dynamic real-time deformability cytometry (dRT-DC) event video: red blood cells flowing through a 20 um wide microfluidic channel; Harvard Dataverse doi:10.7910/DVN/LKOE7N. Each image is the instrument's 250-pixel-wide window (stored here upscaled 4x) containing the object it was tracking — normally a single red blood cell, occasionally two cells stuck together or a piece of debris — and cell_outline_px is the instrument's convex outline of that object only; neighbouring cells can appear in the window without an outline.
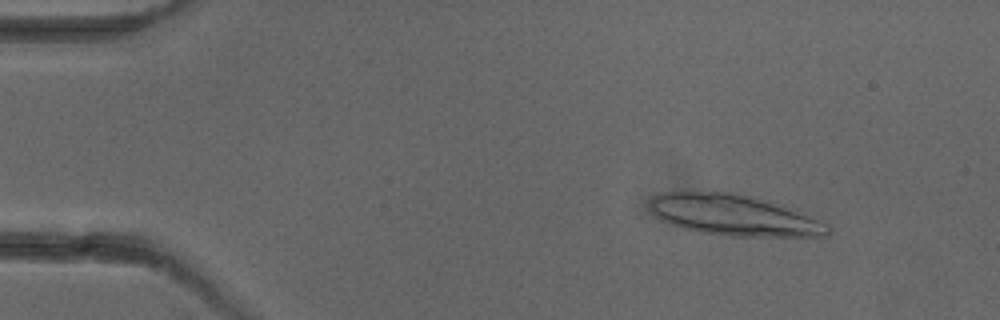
{"species": "common noctule bat (a hibernating species)", "species_latin": "Nyctalus noctula", "temperature_condition": "cold", "stored_images_in_passage": 5, "camera_frame_rate_fps": 3000, "um_per_image_px": 0.085, "animal": {"sex": "female"}, "frame": {"image": 1, "passage_image": 2, "time_ms": 1.333, "image_size_px": [1000, 320], "cell_outline_px": [[832, 228], [828, 236], [732, 236], [700, 232], [684, 228], [660, 220], [652, 212], [652, 200], [656, 196], [664, 192], [732, 192], [760, 200], [772, 204], [828, 224]], "centroid_in_image_um": [62.33, 18.32], "position_along_channel_um": 22.7, "area_um2": 40.86}}